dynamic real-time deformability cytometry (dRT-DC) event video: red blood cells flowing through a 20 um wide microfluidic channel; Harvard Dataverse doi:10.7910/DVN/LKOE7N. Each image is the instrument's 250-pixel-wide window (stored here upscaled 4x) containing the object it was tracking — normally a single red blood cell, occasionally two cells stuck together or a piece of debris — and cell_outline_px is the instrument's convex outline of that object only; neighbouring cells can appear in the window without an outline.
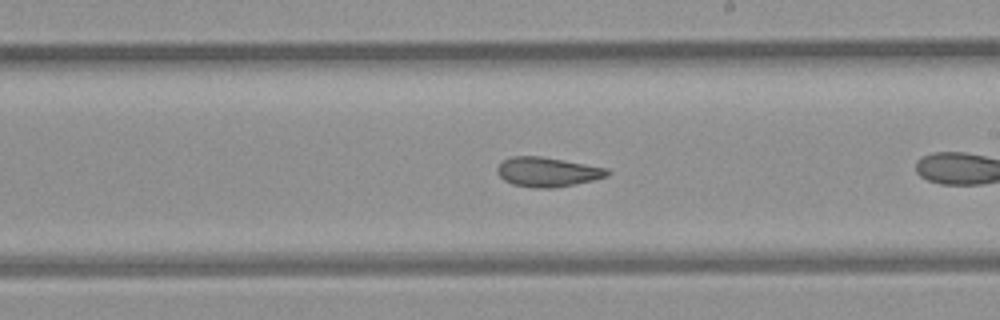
{"species": "common noctule bat (a hibernating species)", "species_latin": "Nyctalus noctula", "temperature_condition": "room temperature", "stored_images_in_passage": 25, "camera_frame_rate_fps": 3000, "um_per_image_px": 0.085, "animal": {"sex": "female", "body_mass_g": 21.9}, "frame": {"image": 1, "passage_image": 15, "time_ms": 4.667, "image_size_px": [1000, 320], "cell_outline_px": [[612, 172], [608, 176], [576, 184], [556, 188], [532, 188], [512, 184], [504, 180], [496, 172], [496, 168], [504, 160], [512, 156], [540, 156], [608, 168]], "centroid_in_image_um": [46.54, 14.63], "position_along_channel_um": 242.5, "area_um2": 19.02}}
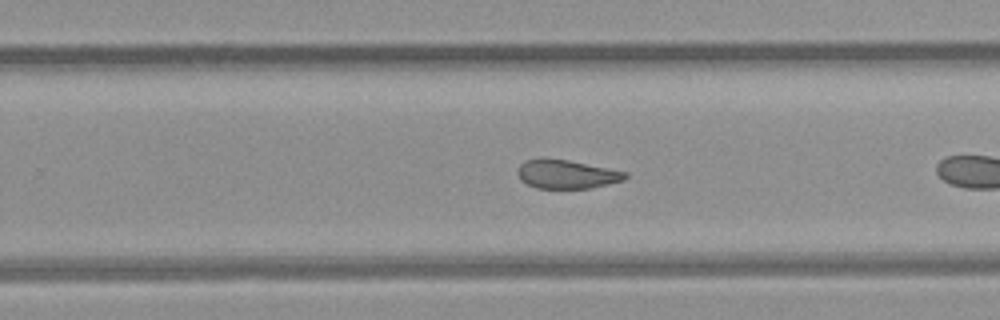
{"frame": {"image": 2, "passage_image": 18, "time_ms": 5.667, "image_size_px": [1000, 320], "cell_outline_px": [[628, 176], [624, 180], [588, 188], [536, 188], [520, 180], [516, 172], [520, 164], [524, 160], [568, 160], [628, 172]], "centroid_in_image_um": [48.16, 14.82], "position_along_channel_um": 281.6, "area_um2": 17.63}}